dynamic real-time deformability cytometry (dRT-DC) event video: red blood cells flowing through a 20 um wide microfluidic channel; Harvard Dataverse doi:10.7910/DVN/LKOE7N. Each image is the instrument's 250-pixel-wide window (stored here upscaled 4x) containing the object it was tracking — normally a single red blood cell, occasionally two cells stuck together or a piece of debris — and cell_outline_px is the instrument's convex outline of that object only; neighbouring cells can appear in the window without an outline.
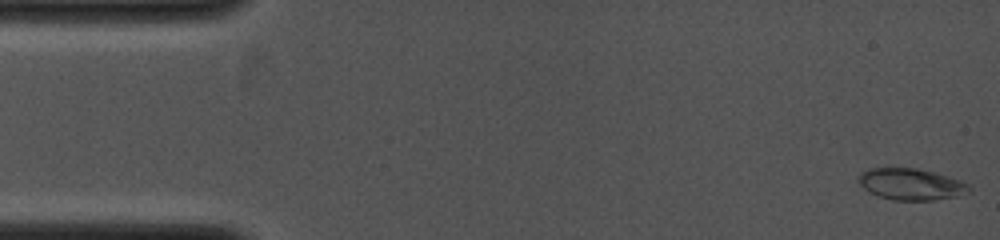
{"species": "common noctule bat (a hibernating species)", "species_latin": "Nyctalus noctula", "temperature_condition": "cold", "stored_images_in_passage": 9, "camera_frame_rate_fps": 4000, "um_per_image_px": 0.085, "animal": {"sex": "female", "body_mass_g": 19.0, "forearm_length_mm": 53.3}, "frame": {"image": 1, "passage_image": 1, "time_ms": 0.0, "image_size_px": [1000, 240], "cell_outline_px": [[972, 192], [956, 196], [932, 200], [892, 200], [868, 192], [856, 180], [860, 172], [868, 168], [916, 168], [948, 176], [960, 180], [968, 184], [972, 188]], "centroid_in_image_um": [77.42, 15.65], "position_along_channel_um": 7.6, "area_um2": 20.4}}
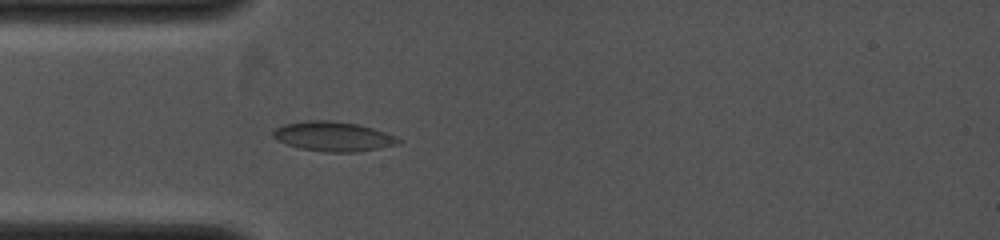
{"frame": {"image": 2, "passage_image": 9, "time_ms": 3.5, "image_size_px": [1000, 240], "cell_outline_px": [[404, 140], [400, 144], [356, 152], [324, 152], [300, 148], [288, 144], [272, 136], [272, 132], [276, 128], [284, 124], [308, 120], [332, 120], [360, 124], [396, 136]], "centroid_in_image_um": [28.37, 11.59], "position_along_channel_um": 56.6, "area_um2": 21.68}}